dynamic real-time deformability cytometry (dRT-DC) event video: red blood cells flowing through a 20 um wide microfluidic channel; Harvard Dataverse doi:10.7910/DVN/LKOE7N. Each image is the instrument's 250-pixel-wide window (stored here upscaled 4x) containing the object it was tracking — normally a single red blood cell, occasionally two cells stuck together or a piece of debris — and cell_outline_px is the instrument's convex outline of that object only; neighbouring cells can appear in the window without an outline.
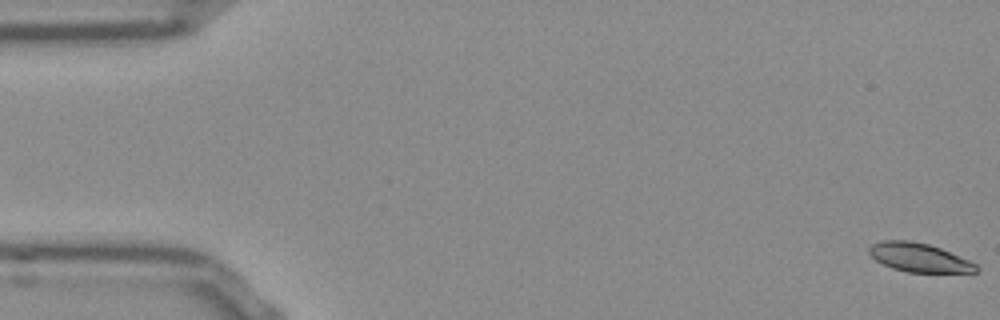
{"species": "Egyptian fruit bat (a non-hibernating species)", "species_latin": "Rousettus aegyptiacus", "temperature_condition": "room temperature", "stored_images_in_passage": 53, "camera_frame_rate_fps": 3000, "um_per_image_px": 0.085, "frame": {"image": 1, "passage_image": 1, "time_ms": 0.0, "image_size_px": [1000, 320], "cell_outline_px": [[980, 268], [972, 276], [908, 272], [892, 268], [876, 260], [868, 252], [868, 248], [872, 244], [884, 240], [912, 240], [928, 244], [940, 248], [968, 260], [976, 264]], "centroid_in_image_um": [78.26, 21.95], "position_along_channel_um": 6.7, "area_um2": 18.79}}
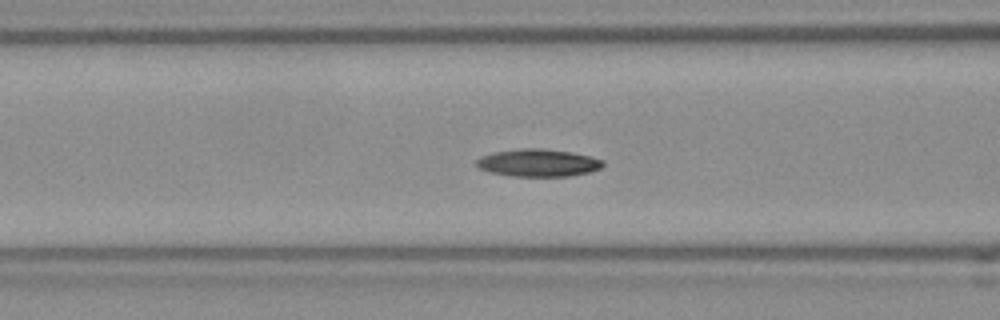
{"frame": {"image": 2, "passage_image": 21, "time_ms": 6.667, "image_size_px": [1000, 320], "cell_outline_px": [[604, 164], [600, 168], [588, 172], [568, 176], [512, 176], [488, 172], [480, 168], [476, 164], [476, 160], [480, 156], [492, 152], [520, 148], [544, 148], [572, 152], [604, 160]], "centroid_in_image_um": [45.71, 13.83], "position_along_channel_um": 120.9, "area_um2": 20.35}}
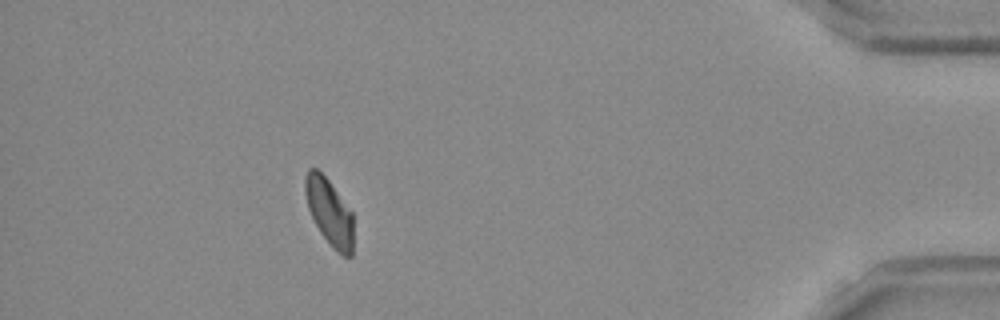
{"frame": {"image": 3, "passage_image": 48, "time_ms": 15.667, "image_size_px": [1000, 320], "cell_outline_px": [[352, 256], [344, 256], [332, 248], [320, 232], [308, 208], [304, 192], [304, 176], [308, 168], [316, 168], [328, 180], [352, 212]], "centroid_in_image_um": [27.96, 18.0], "position_along_channel_um": 407.2, "area_um2": 18.55}, "authors_computed_cell_mechanics": {"area_um2": 19.652, "velocity_mm_per_s": 3.8146, "shape_relaxation_time_tau1_ms": 10.2734, "shape_relaxation_time_tau2_ms": null, "deformation_change_tau1": 0.1555, "deformation_change_tau2": null}}